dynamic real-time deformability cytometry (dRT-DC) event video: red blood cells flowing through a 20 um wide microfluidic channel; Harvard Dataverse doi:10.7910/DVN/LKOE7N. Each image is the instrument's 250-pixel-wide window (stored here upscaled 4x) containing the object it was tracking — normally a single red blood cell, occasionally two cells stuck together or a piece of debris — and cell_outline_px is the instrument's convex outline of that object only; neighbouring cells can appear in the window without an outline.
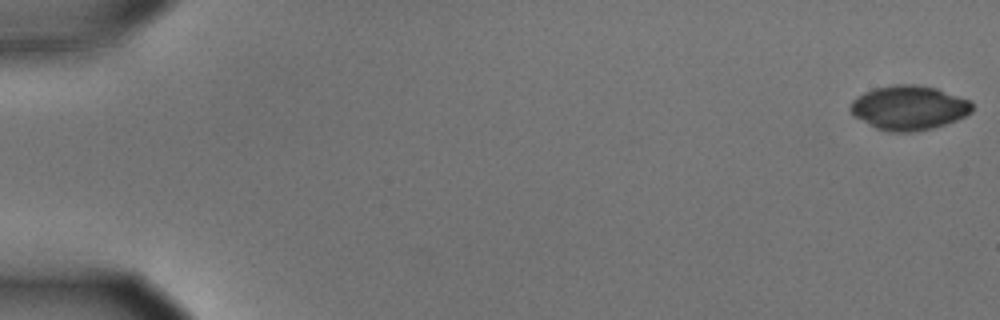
{"species": "common noctule bat (a hibernating species)", "species_latin": "Nyctalus noctula", "temperature_condition": "cold", "stored_images_in_passage": 57, "camera_frame_rate_fps": 3000, "um_per_image_px": 0.085, "animal": {"sex": "male", "body_mass_g": 15.6}, "frame": {"image": 1, "passage_image": 1, "time_ms": 0.0, "image_size_px": [1000, 320], "cell_outline_px": [[972, 112], [956, 120], [932, 128], [908, 132], [888, 132], [876, 128], [856, 116], [852, 112], [852, 100], [856, 96], [864, 92], [876, 88], [892, 84], [916, 84], [936, 88], [972, 100]], "centroid_in_image_um": [77.29, 9.14], "position_along_channel_um": 7.7, "area_um2": 31.27}}
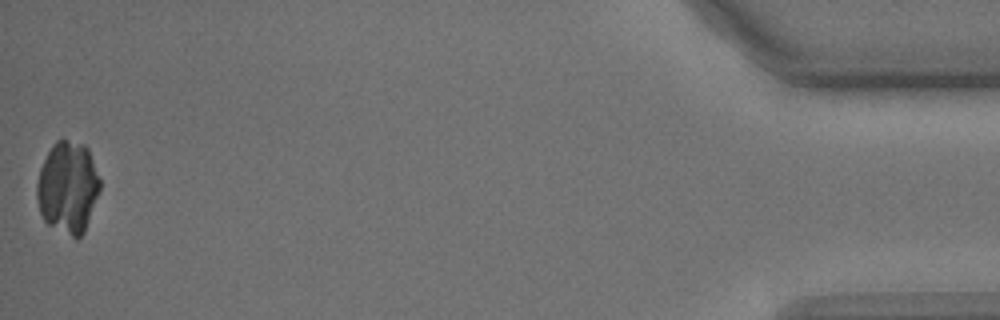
{"frame": {"image": 2, "passage_image": 57, "time_ms": 18.667, "image_size_px": [1000, 320], "cell_outline_px": [[100, 188], [84, 232], [76, 240], [48, 224], [44, 220], [40, 212], [36, 196], [36, 184], [40, 168], [52, 144], [56, 140], [64, 140], [84, 144], [88, 148], [100, 180]], "centroid_in_image_um": [5.75, 15.93], "position_along_channel_um": 429.5, "area_um2": 33.64}}